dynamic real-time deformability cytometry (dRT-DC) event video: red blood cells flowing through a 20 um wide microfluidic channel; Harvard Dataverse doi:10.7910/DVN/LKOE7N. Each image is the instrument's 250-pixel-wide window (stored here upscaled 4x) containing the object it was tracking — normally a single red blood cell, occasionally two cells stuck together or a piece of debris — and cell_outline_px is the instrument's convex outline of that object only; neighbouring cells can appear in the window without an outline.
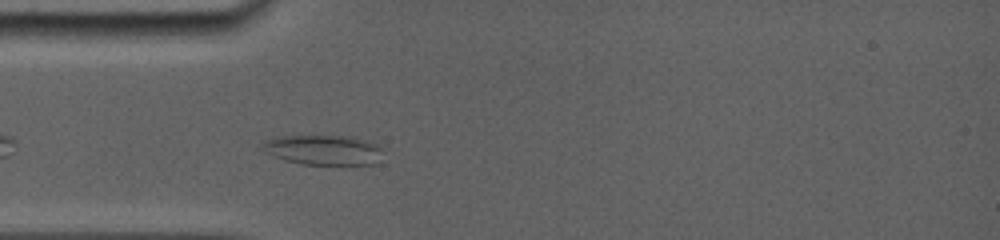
{"species": "common noctule bat (a hibernating species)", "species_latin": "Nyctalus noctula", "temperature_condition": "room temperature", "stored_images_in_passage": 61, "camera_frame_rate_fps": 5000, "um_per_image_px": 0.085, "animal": {"sex": "female", "body_mass_g": 19.0, "forearm_length_mm": 56.7}, "frame": {"image": 1, "passage_image": 8, "time_ms": 1.4, "image_size_px": [1000, 240], "cell_outline_px": [[380, 148], [376, 164], [352, 168], [300, 164], [284, 160], [272, 156], [264, 152], [260, 148], [260, 144], [264, 140], [276, 136], [352, 136], [368, 140], [380, 144]], "centroid_in_image_um": [27.49, 12.79], "position_along_channel_um": 57.5, "area_um2": 22.31}}
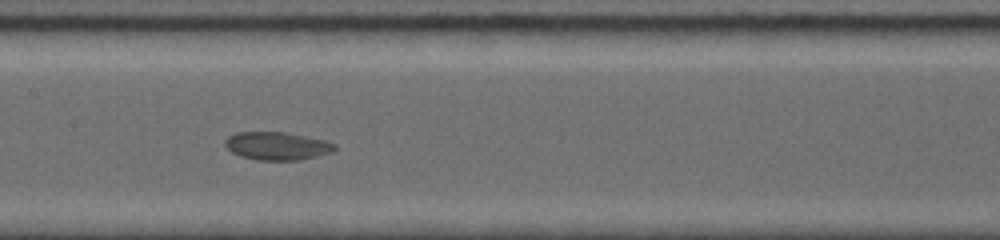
{"frame": {"image": 2, "passage_image": 26, "time_ms": 4.8, "image_size_px": [1000, 240], "cell_outline_px": [[336, 148], [332, 152], [300, 160], [256, 160], [240, 156], [232, 152], [224, 144], [224, 140], [228, 136], [236, 132], [288, 132], [324, 140], [336, 144]], "centroid_in_image_um": [23.54, 12.4], "position_along_channel_um": 183.9, "area_um2": 17.98}}
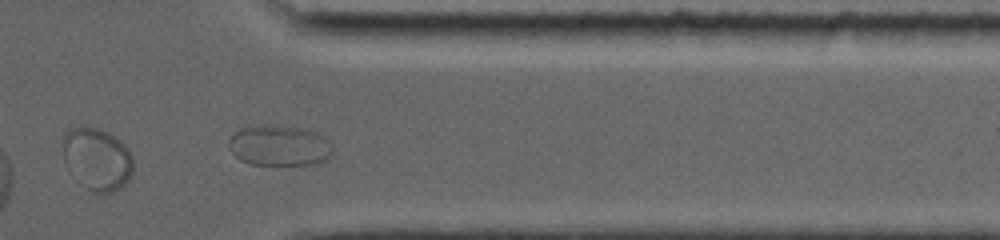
{"frame": {"image": 3, "passage_image": 53, "time_ms": 10.2, "image_size_px": [1000, 240], "cell_outline_px": [[132, 172], [128, 180], [120, 188], [112, 192], [92, 192], [88, 188], [64, 160], [60, 140], [64, 132], [68, 128], [100, 128], [108, 132], [120, 140], [128, 148], [132, 156]], "centroid_in_image_um": [8.25, 13.46], "position_along_channel_um": 403.1, "area_um2": 25.14}}